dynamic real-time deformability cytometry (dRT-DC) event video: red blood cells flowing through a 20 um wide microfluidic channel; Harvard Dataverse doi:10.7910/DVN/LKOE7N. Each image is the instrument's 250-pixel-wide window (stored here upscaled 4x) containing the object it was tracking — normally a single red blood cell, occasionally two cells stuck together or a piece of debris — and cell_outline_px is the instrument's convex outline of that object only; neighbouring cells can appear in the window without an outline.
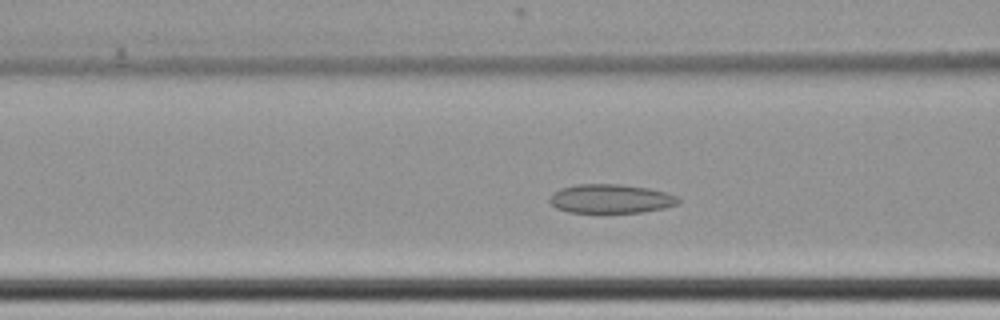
{"species": "common noctule bat (a hibernating species)", "species_latin": "Nyctalus noctula", "temperature_condition": "cold", "stored_images_in_passage": 60, "camera_frame_rate_fps": 3000, "um_per_image_px": 0.085, "animal": {"sex": "female", "body_mass_g": 22.7, "forearm_length_mm": 54.2}, "frame": {"image": 1, "passage_image": 23, "time_ms": 7.333, "image_size_px": [1000, 320], "cell_outline_px": [[680, 200], [676, 204], [664, 208], [644, 212], [568, 212], [556, 208], [548, 200], [548, 196], [552, 192], [560, 188], [576, 184], [620, 184], [648, 188], [664, 192], [676, 196]], "centroid_in_image_um": [51.85, 16.88], "position_along_channel_um": 114.7, "area_um2": 21.73}}
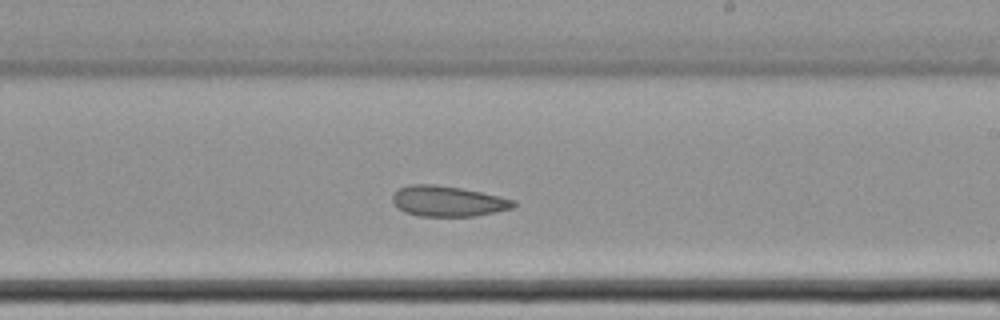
{"frame": {"image": 2, "passage_image": 35, "time_ms": 11.333, "image_size_px": [1000, 320], "cell_outline_px": [[516, 204], [512, 208], [472, 216], [416, 216], [404, 212], [396, 208], [392, 200], [392, 196], [400, 188], [412, 184], [436, 184], [460, 188], [500, 196], [516, 200]], "centroid_in_image_um": [38.03, 17.1], "position_along_channel_um": 251.0, "area_um2": 21.44}}
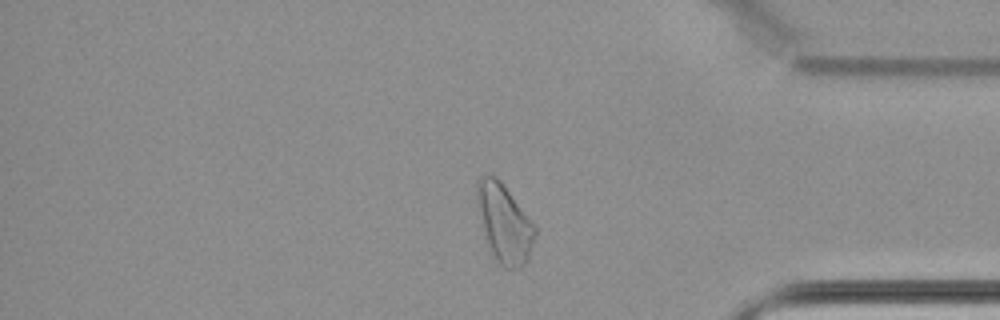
{"frame": {"image": 3, "passage_image": 49, "time_ms": 16.0, "image_size_px": [1000, 320], "cell_outline_px": [[536, 236], [528, 260], [520, 268], [504, 268], [496, 260], [488, 244], [476, 200], [476, 180], [484, 172], [500, 180], [536, 224]], "centroid_in_image_um": [42.89, 18.94], "position_along_channel_um": 392.3, "area_um2": 26.59}, "authors_computed_cell_mechanics": {"area_um2": 24.3627, "velocity_mm_per_s": 3.4107, "shape_relaxation_time_tau1_ms": null, "shape_relaxation_time_tau2_ms": 4.6822, "deformation_change_tau1": null, "deformation_change_tau2": 0.1045}}